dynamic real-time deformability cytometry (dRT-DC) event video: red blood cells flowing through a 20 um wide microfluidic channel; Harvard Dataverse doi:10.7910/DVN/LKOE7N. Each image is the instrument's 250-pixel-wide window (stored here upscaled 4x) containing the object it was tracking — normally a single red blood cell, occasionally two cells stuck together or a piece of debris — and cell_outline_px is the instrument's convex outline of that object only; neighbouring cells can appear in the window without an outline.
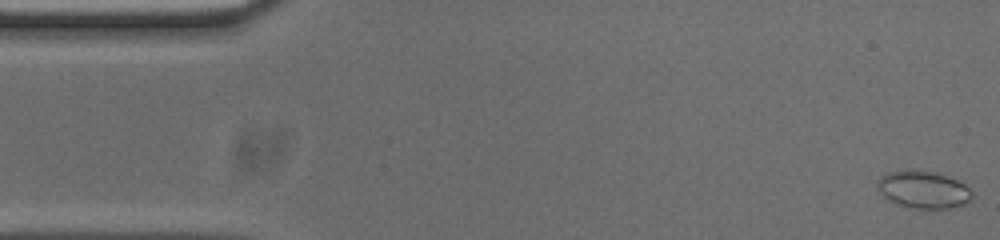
{"species": "common noctule bat (a hibernating species)", "species_latin": "Nyctalus noctula", "temperature_condition": "cold", "stored_images_in_passage": 53, "camera_frame_rate_fps": 3000, "um_per_image_px": 0.085, "animal": {"sex": "male", "body_mass_g": 20.0, "forearm_length_mm": 53.3}, "frame": {"image": 1, "passage_image": 1, "time_ms": 0.0, "image_size_px": [1000, 240], "cell_outline_px": [[972, 196], [968, 200], [960, 204], [948, 208], [924, 212], [896, 204], [888, 200], [876, 188], [876, 184], [880, 176], [888, 172], [912, 168], [932, 172], [956, 180], [964, 184], [972, 192]], "centroid_in_image_um": [78.4, 16.14], "position_along_channel_um": 6.6, "area_um2": 21.04}}
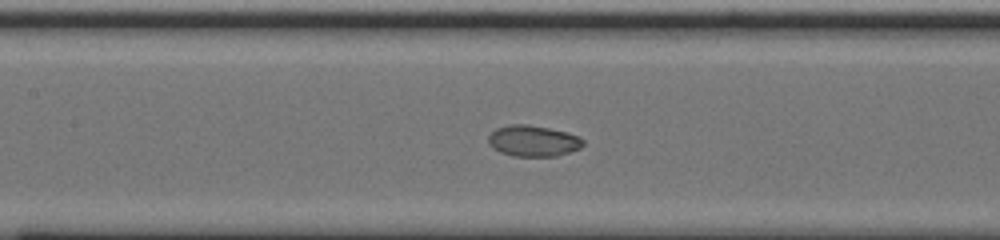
{"frame": {"image": 2, "passage_image": 23, "time_ms": 7.333, "image_size_px": [1000, 240], "cell_outline_px": [[584, 144], [580, 148], [556, 156], [512, 156], [500, 152], [492, 148], [488, 144], [488, 136], [496, 128], [512, 124], [528, 124], [568, 132], [580, 136], [584, 140]], "centroid_in_image_um": [45.31, 11.97], "position_along_channel_um": 162.1, "area_um2": 17.28}}
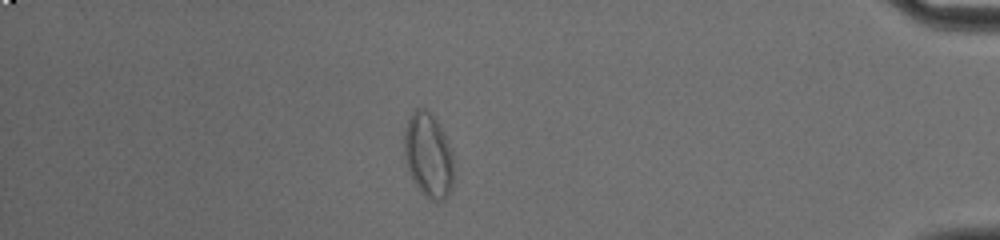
{"frame": {"image": 3, "passage_image": 46, "time_ms": 15.0, "image_size_px": [1000, 240], "cell_outline_px": [[456, 180], [448, 196], [444, 200], [436, 204], [424, 196], [420, 192], [412, 180], [404, 156], [404, 128], [412, 112], [416, 108], [424, 108], [436, 120], [444, 132], [448, 140], [452, 152]], "centroid_in_image_um": [36.45, 13.28], "position_along_channel_um": 398.8, "area_um2": 25.2}, "authors_computed_cell_mechanics": {"area_um2": 18.5538, "velocity_mm_per_s": 3.7365, "shape_relaxation_time_tau1_ms": 7.0745, "shape_relaxation_time_tau2_ms": null, "deformation_change_tau1": 0.2298, "deformation_change_tau2": null}}